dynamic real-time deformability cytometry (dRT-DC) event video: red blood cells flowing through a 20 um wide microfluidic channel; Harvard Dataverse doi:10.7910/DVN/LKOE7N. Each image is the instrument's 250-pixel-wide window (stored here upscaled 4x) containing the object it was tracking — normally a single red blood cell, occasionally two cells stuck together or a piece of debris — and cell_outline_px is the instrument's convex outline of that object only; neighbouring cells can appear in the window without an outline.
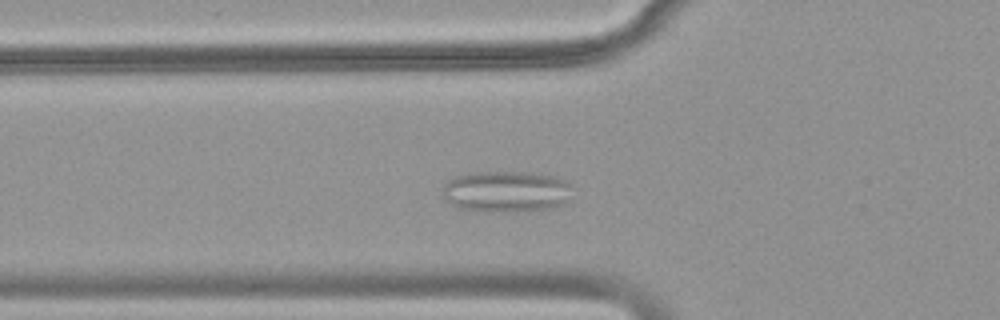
{"species": "common noctule bat (a hibernating species)", "species_latin": "Nyctalus noctula", "temperature_condition": "warm", "stored_images_in_passage": 46, "camera_frame_rate_fps": 3000, "um_per_image_px": 0.085, "animal": {"sex": "female", "body_mass_g": 18.4}, "frame": {"image": 1, "passage_image": 13, "time_ms": 4.0, "image_size_px": [1000, 320], "cell_outline_px": [[572, 200], [564, 204], [552, 208], [516, 212], [496, 212], [460, 208], [452, 204], [444, 196], [444, 184], [448, 180], [456, 176], [476, 172], [532, 172], [552, 176], [564, 180], [572, 184]], "centroid_in_image_um": [43.13, 16.28], "position_along_channel_um": 82.7, "area_um2": 31.5}}
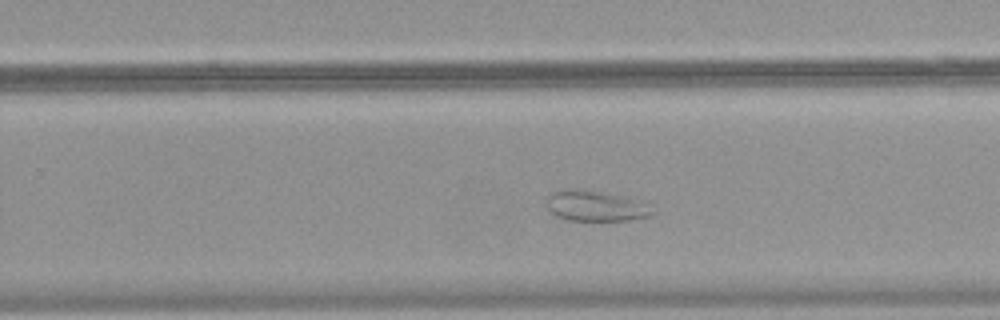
{"frame": {"image": 2, "passage_image": 28, "time_ms": 9.0, "image_size_px": [1000, 320], "cell_outline_px": [[652, 212], [648, 216], [628, 220], [568, 220], [556, 216], [544, 204], [544, 200], [552, 192], [564, 188], [576, 188], [628, 196], [640, 200]], "centroid_in_image_um": [50.52, 17.47], "position_along_channel_um": 279.3, "area_um2": 18.9}}
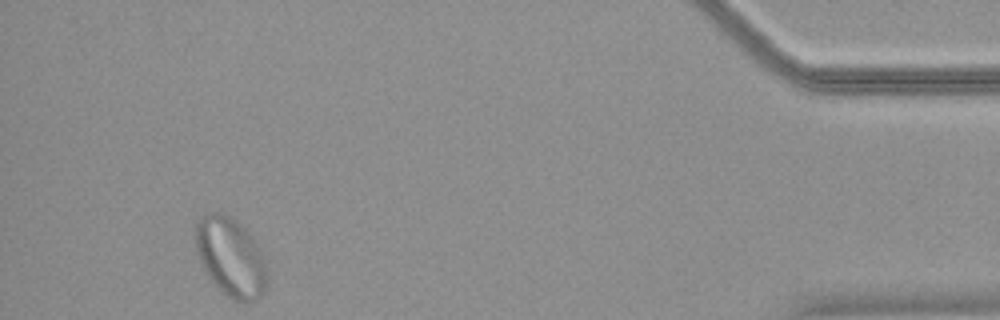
{"frame": {"image": 3, "passage_image": 43, "time_ms": 14.0, "image_size_px": [1000, 320], "cell_outline_px": [[268, 280], [260, 296], [256, 300], [248, 304], [236, 300], [228, 296], [208, 276], [196, 252], [196, 224], [200, 216], [208, 212], [216, 212], [228, 216], [236, 220], [252, 240], [260, 252], [268, 276]], "centroid_in_image_um": [19.58, 21.87], "position_along_channel_um": 415.6, "area_um2": 32.14}}